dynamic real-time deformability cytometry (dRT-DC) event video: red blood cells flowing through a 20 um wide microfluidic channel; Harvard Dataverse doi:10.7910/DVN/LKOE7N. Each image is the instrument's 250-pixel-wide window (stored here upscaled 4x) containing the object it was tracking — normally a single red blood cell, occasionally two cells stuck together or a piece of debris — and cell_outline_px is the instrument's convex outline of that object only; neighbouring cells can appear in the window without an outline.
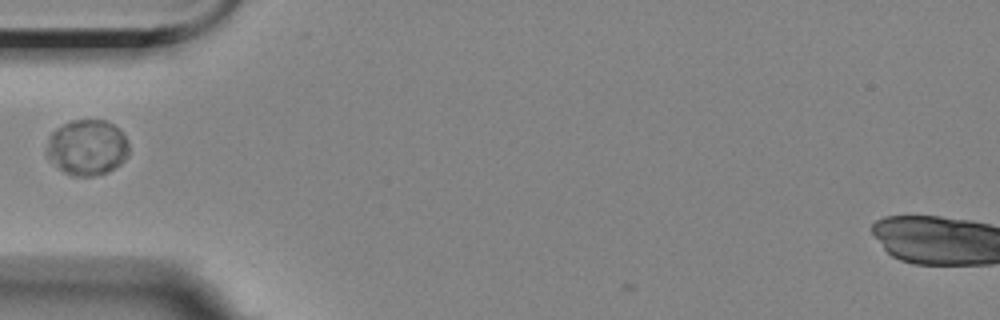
{"species": "Egyptian fruit bat (a non-hibernating species)", "species_latin": "Rousettus aegyptiacus", "temperature_condition": "room temperature", "stored_images_in_passage": 39, "camera_frame_rate_fps": 3000, "um_per_image_px": 0.085, "animal": {"sex": "female"}, "frame": {"image": 1, "passage_image": 1, "time_ms": 0.0, "image_size_px": [1000, 320], "cell_outline_px": [[128, 156], [120, 164], [108, 172], [92, 176], [72, 176], [64, 172], [44, 152], [48, 136], [56, 128], [72, 120], [104, 120], [112, 124], [124, 136], [128, 144]], "centroid_in_image_um": [7.38, 12.54], "position_along_channel_um": 77.6, "area_um2": 26.59}}
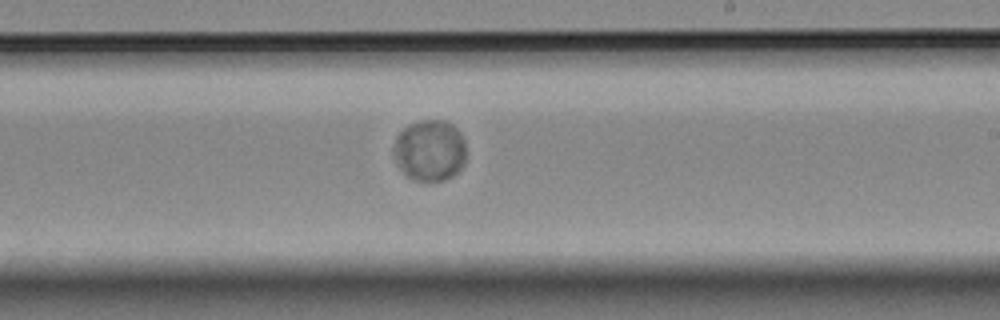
{"frame": {"image": 2, "passage_image": 16, "time_ms": 5.0, "image_size_px": [1000, 320], "cell_outline_px": [[464, 164], [452, 176], [444, 180], [428, 184], [412, 180], [400, 168], [392, 152], [392, 148], [396, 136], [408, 124], [420, 120], [444, 120], [452, 124], [460, 132], [464, 140]], "centroid_in_image_um": [36.5, 12.81], "position_along_channel_um": 252.5, "area_um2": 26.3}}
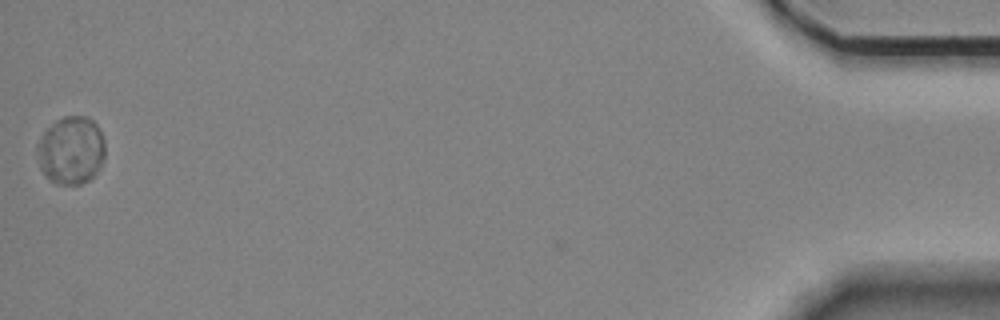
{"frame": {"image": 3, "passage_image": 39, "time_ms": 12.667, "image_size_px": [1000, 320], "cell_outline_px": [[104, 160], [100, 168], [88, 180], [80, 184], [56, 184], [40, 168], [36, 148], [36, 144], [40, 136], [56, 120], [64, 116], [88, 116], [96, 124], [104, 136]], "centroid_in_image_um": [6.05, 12.75], "position_along_channel_um": 429.2, "area_um2": 26.93}}